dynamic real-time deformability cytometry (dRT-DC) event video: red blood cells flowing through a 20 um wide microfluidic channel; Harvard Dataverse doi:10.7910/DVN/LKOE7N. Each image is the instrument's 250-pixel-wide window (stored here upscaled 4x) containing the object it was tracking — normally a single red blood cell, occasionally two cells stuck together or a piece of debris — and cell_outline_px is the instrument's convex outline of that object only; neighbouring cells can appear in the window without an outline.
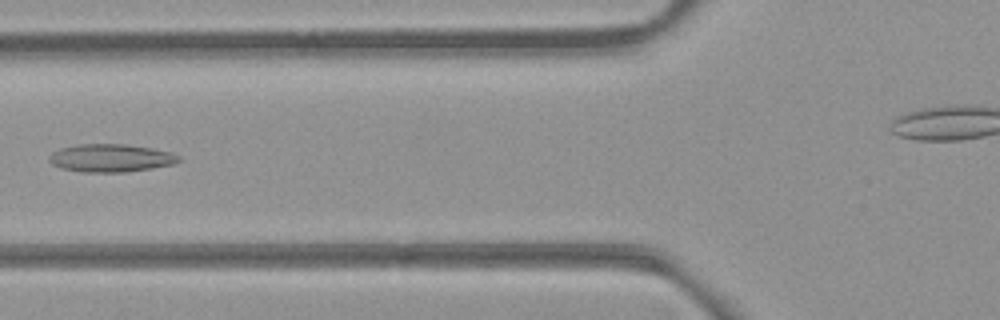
{"species": "common noctule bat (a hibernating species)", "species_latin": "Nyctalus noctula", "temperature_condition": "room temperature", "stored_images_in_passage": 6, "camera_frame_rate_fps": 3000, "um_per_image_px": 0.085, "animal": {"sex": "female", "body_mass_g": 21.9}, "frame": {"image": 1, "passage_image": 5, "time_ms": 1.333, "image_size_px": [1000, 320], "cell_outline_px": [[180, 160], [172, 164], [152, 168], [124, 172], [84, 172], [64, 168], [52, 164], [48, 160], [48, 156], [52, 152], [60, 148], [80, 144], [124, 144], [152, 148], [172, 152], [180, 156]], "centroid_in_image_um": [9.42, 13.42], "position_along_channel_um": 116.4, "area_um2": 20.98}}
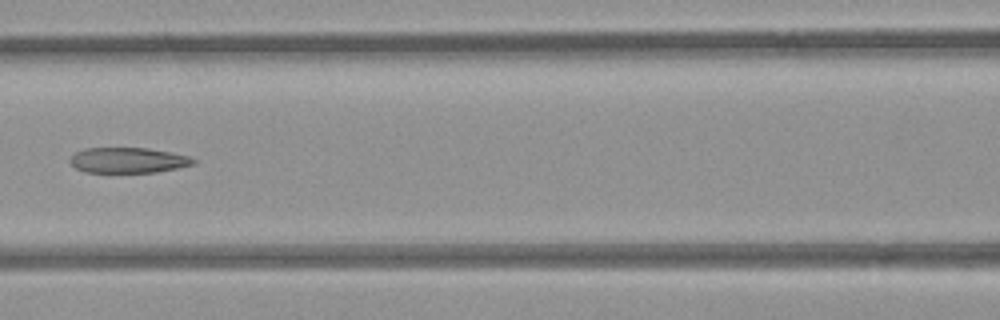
{"frame": {"image": 2, "passage_image": 6, "time_ms": 1.667, "image_size_px": [1000, 320], "cell_outline_px": [[196, 164], [156, 172], [84, 172], [76, 168], [68, 160], [76, 152], [88, 148], [148, 148], [172, 152], [188, 156], [196, 160]], "centroid_in_image_um": [10.91, 13.62], "position_along_channel_um": 155.7, "area_um2": 18.21}}